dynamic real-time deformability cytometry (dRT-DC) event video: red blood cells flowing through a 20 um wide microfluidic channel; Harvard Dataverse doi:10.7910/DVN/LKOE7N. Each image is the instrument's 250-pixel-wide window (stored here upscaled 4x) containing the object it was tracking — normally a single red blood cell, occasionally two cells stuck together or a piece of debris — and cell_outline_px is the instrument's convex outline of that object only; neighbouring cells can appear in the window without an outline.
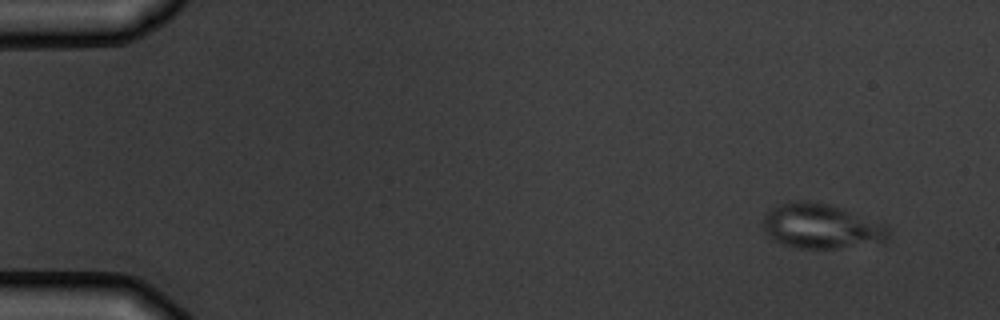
{"species": "common noctule bat (a hibernating species)", "species_latin": "Nyctalus noctula", "temperature_condition": "warm", "stored_images_in_passage": 5, "camera_frame_rate_fps": 3000, "um_per_image_px": 0.085, "animal": {"sex": "male", "body_mass_g": 19.5, "forearm_length_mm": 54.6}, "frame": {"image": 1, "passage_image": 1, "time_ms": 0.0, "image_size_px": [1000, 320], "cell_outline_px": [[888, 240], [884, 244], [836, 248], [796, 248], [780, 244], [768, 236], [764, 232], [764, 216], [772, 208], [780, 204], [796, 200], [800, 200], [828, 204], [888, 224]], "centroid_in_image_um": [69.86, 19.26], "position_along_channel_um": 15.1, "area_um2": 33.06}}